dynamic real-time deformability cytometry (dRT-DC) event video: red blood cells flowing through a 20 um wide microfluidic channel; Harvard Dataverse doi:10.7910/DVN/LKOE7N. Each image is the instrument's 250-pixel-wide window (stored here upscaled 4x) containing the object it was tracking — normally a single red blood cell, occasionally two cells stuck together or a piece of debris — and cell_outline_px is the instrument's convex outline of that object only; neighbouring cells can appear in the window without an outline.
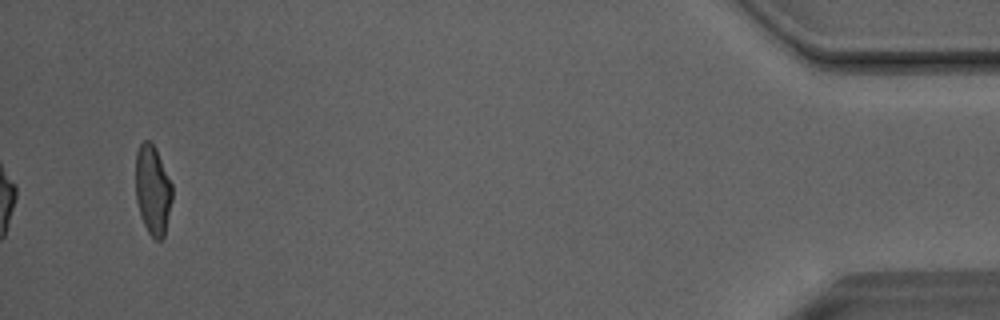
{"species": "Egyptian fruit bat (a non-hibernating species)", "species_latin": "Rousettus aegyptiacus", "temperature_condition": "room temperature", "stored_images_in_passage": 36, "camera_frame_rate_fps": 3000, "um_per_image_px": 0.085, "animal": {"sex": "male"}, "frame": {"image": 1, "passage_image": 36, "time_ms": 11.667, "image_size_px": [1000, 320], "cell_outline_px": [[172, 200], [164, 236], [160, 240], [156, 240], [148, 232], [140, 216], [136, 200], [136, 152], [140, 144], [144, 140], [148, 140], [156, 148], [172, 184]], "centroid_in_image_um": [12.98, 16.15], "position_along_channel_um": 422.2, "area_um2": 19.07}, "authors_computed_cell_mechanics": {"area_um2": 19.7965, "velocity_mm_per_s": 4.0764, "shape_relaxation_time_tau1_ms": null, "shape_relaxation_time_tau2_ms": 1.0997, "deformation_change_tau1": null, "deformation_change_tau2": 0.0683}}